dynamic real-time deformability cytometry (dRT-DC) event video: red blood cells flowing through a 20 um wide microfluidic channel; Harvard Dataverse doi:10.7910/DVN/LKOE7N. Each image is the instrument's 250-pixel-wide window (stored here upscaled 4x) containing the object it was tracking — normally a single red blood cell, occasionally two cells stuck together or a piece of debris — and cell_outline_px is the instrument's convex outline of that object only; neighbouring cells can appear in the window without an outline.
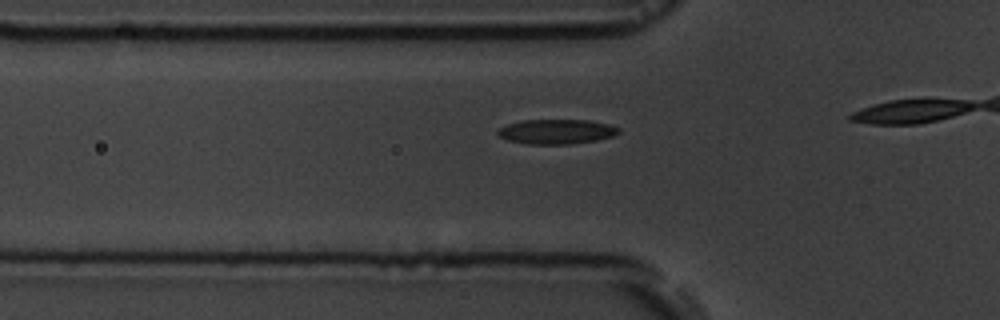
{"species": "common noctule bat (a hibernating species)", "species_latin": "Nyctalus noctula", "temperature_condition": "room temperature", "stored_images_in_passage": 18, "camera_frame_rate_fps": 3000, "um_per_image_px": 0.085, "animal": {"sex": "male", "body_mass_g": 19.5, "forearm_length_mm": 54.6}, "frame": {"image": 1, "passage_image": 13, "time_ms": 4.0, "image_size_px": [1000, 320], "cell_outline_px": [[620, 132], [612, 136], [596, 140], [572, 144], [524, 144], [508, 140], [500, 136], [496, 132], [500, 128], [508, 124], [524, 120], [588, 120], [608, 124], [620, 128]], "centroid_in_image_um": [47.31, 11.19], "position_along_channel_um": 78.5, "area_um2": 17.34}}
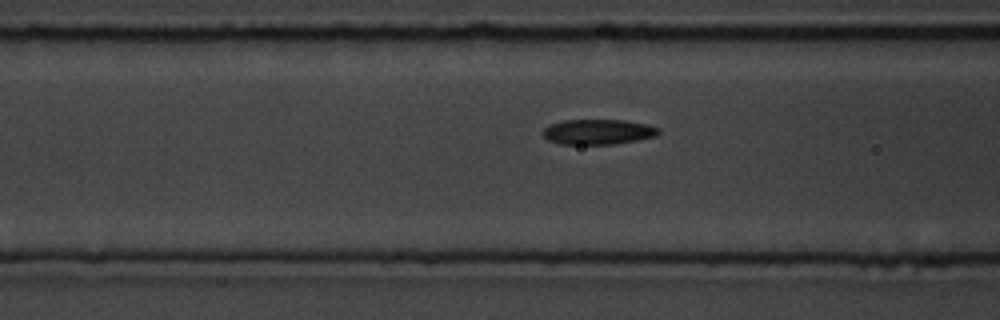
{"frame": {"image": 2, "passage_image": 16, "time_ms": 5.0, "image_size_px": [1000, 320], "cell_outline_px": [[660, 132], [656, 136], [636, 140], [612, 144], [560, 144], [548, 140], [540, 132], [544, 128], [552, 124], [564, 120], [624, 120], [648, 124], [660, 128]], "centroid_in_image_um": [50.84, 11.2], "position_along_channel_um": 115.8, "area_um2": 16.99}}